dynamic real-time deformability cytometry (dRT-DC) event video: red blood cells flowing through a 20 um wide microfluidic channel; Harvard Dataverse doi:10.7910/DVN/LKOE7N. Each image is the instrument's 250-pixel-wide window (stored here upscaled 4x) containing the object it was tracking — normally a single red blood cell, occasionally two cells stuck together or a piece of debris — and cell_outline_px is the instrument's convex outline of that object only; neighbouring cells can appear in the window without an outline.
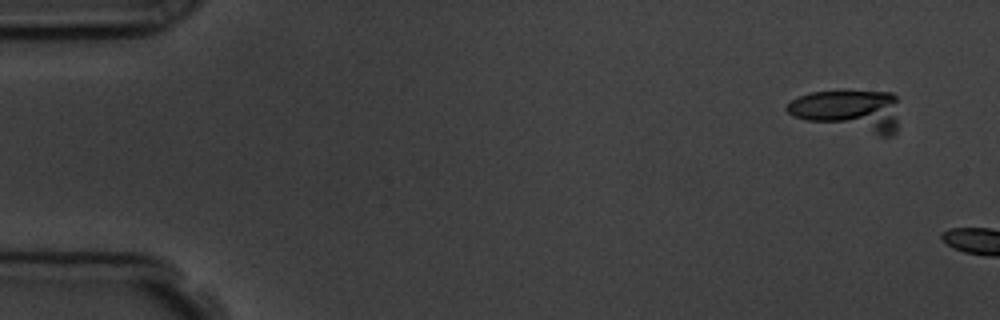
{"species": "common noctule bat (a hibernating species)", "species_latin": "Nyctalus noctula", "temperature_condition": "room temperature", "stored_images_in_passage": 3, "camera_frame_rate_fps": 3000, "um_per_image_px": 0.085, "animal": {"sex": "male", "body_mass_g": 19.5, "forearm_length_mm": 54.6}, "frame": {"image": 1, "passage_image": 1, "time_ms": 0.0, "image_size_px": [1000, 320], "cell_outline_px": [[896, 132], [892, 136], [880, 136], [804, 120], [792, 116], [784, 108], [792, 100], [800, 96], [812, 92], [892, 92], [896, 96]], "centroid_in_image_um": [72.15, 9.42], "position_along_channel_um": 12.9, "area_um2": 26.93}}